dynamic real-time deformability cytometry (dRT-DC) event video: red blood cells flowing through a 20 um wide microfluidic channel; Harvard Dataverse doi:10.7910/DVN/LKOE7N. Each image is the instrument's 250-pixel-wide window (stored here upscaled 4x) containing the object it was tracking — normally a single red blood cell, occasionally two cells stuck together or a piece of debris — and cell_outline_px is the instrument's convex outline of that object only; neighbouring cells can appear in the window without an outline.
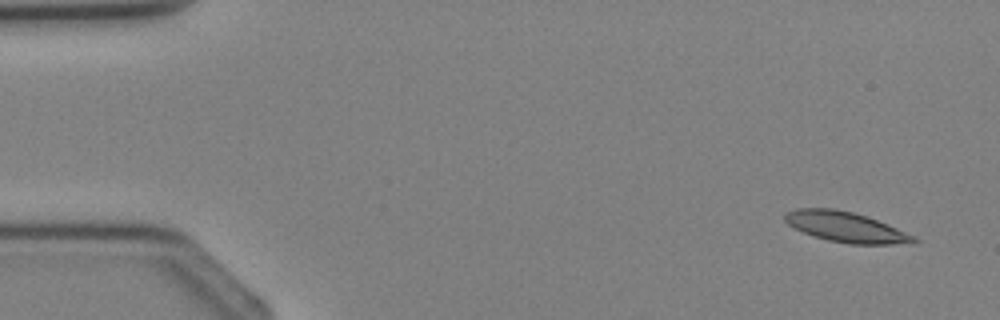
{"species": "Egyptian fruit bat (a non-hibernating species)", "species_latin": "Rousettus aegyptiacus", "temperature_condition": "cold", "stored_images_in_passage": 2, "camera_frame_rate_fps": 3000, "um_per_image_px": 0.085, "animal": {"sex": "female"}, "frame": {"image": 1, "passage_image": 1, "time_ms": 0.0, "image_size_px": [1000, 320], "cell_outline_px": [[920, 240], [892, 244], [848, 244], [828, 240], [804, 232], [788, 224], [784, 220], [784, 212], [796, 208], [832, 208], [852, 212], [868, 216], [888, 224]], "centroid_in_image_um": [71.82, 19.27], "position_along_channel_um": 13.2, "area_um2": 22.37}}